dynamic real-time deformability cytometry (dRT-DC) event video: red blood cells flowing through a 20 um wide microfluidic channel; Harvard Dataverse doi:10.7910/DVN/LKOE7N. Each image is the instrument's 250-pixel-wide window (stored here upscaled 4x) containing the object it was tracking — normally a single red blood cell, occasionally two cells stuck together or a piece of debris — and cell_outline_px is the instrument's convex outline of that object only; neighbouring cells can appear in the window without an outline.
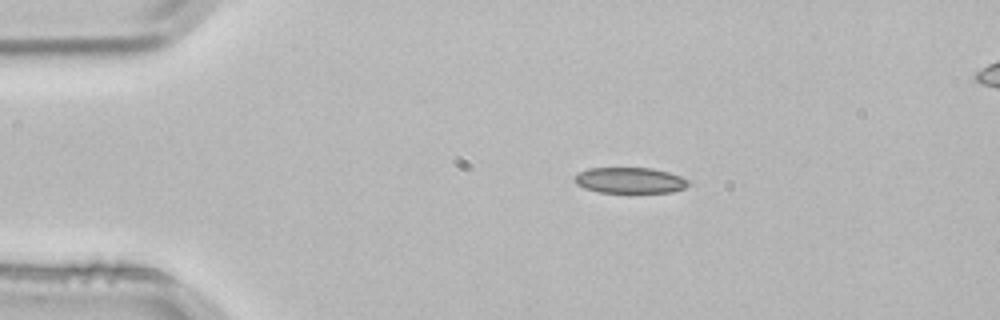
{"species": "common noctule bat (a hibernating species)", "species_latin": "Nyctalus noctula", "temperature_condition": "room temperature", "stored_images_in_passage": 5, "camera_frame_rate_fps": 3000, "um_per_image_px": 0.085, "animal": {"sex": "male", "body_mass_g": 21.5, "forearm_length_mm": 52.0}, "frame": {"image": 1, "passage_image": 3, "time_ms": 0.667, "image_size_px": [1000, 320], "cell_outline_px": [[692, 184], [684, 188], [672, 192], [600, 192], [584, 188], [576, 184], [572, 180], [580, 172], [588, 168], [652, 168], [668, 172], [680, 176], [688, 180]], "centroid_in_image_um": [53.55, 15.33], "position_along_channel_um": 31.4, "area_um2": 17.11}}